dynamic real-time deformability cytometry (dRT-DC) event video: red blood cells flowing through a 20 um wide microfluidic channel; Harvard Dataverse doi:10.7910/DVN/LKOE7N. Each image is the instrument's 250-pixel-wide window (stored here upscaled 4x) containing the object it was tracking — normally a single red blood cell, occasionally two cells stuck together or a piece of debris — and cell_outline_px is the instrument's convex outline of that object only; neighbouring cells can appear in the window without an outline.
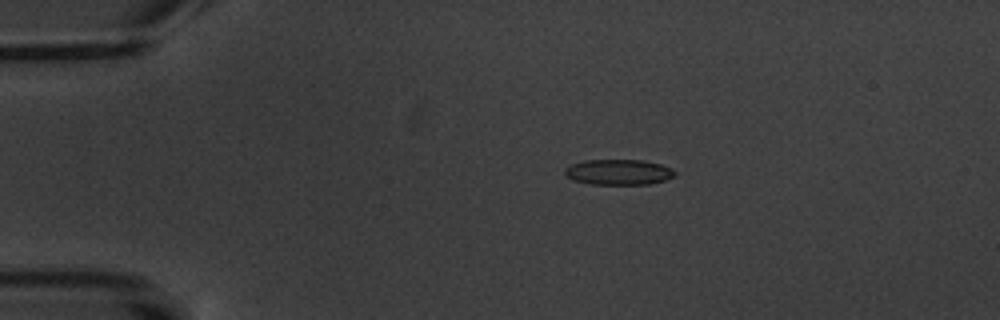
{"species": "common noctule bat (a hibernating species)", "species_latin": "Nyctalus noctula", "temperature_condition": "warm", "stored_images_in_passage": 4, "camera_frame_rate_fps": 3000, "um_per_image_px": 0.085, "animal": {"sex": "male", "body_mass_g": 20.1, "forearm_length_mm": 53.5}, "frame": {"image": 1, "passage_image": 3, "time_ms": 3.0, "image_size_px": [1000, 320], "cell_outline_px": [[676, 176], [664, 180], [648, 184], [592, 184], [576, 180], [568, 176], [564, 172], [564, 168], [572, 164], [584, 160], [640, 160], [660, 164], [672, 168], [676, 172]], "centroid_in_image_um": [52.61, 14.62], "position_along_channel_um": 32.4, "area_um2": 16.18}}